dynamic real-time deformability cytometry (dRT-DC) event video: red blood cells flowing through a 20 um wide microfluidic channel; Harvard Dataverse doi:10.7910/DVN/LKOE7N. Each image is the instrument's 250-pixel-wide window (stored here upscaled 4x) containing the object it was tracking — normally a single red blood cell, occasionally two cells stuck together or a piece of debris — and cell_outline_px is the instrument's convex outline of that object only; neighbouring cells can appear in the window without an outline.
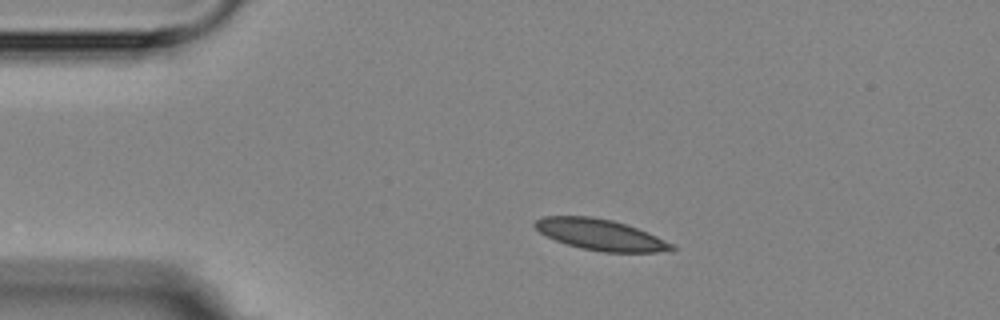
{"species": "Egyptian fruit bat (a non-hibernating species)", "species_latin": "Rousettus aegyptiacus", "temperature_condition": "room temperature", "stored_images_in_passage": 8, "camera_frame_rate_fps": 3000, "um_per_image_px": 0.085, "animal": {"sex": "female"}, "frame": {"image": 1, "passage_image": 1, "time_ms": 0.0, "image_size_px": [1000, 320], "cell_outline_px": [[676, 248], [656, 252], [604, 252], [580, 248], [556, 240], [540, 232], [532, 224], [536, 220], [544, 216], [588, 216], [612, 220], [636, 228], [656, 236], [672, 244]], "centroid_in_image_um": [50.99, 19.94], "position_along_channel_um": 34.0, "area_um2": 24.22}}
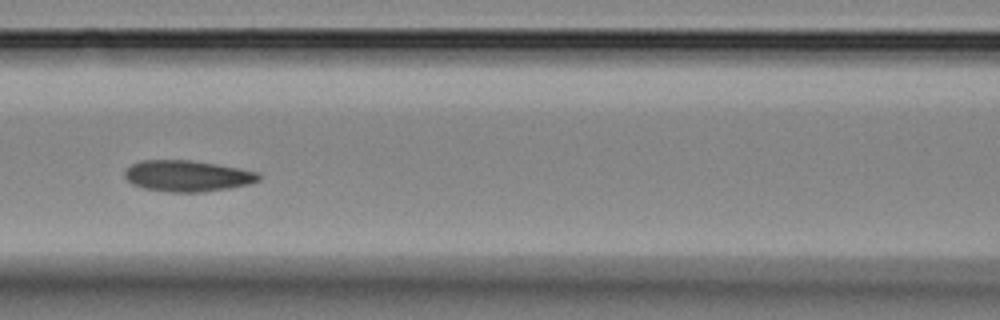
{"frame": {"image": 2, "passage_image": 5, "time_ms": 4.333, "image_size_px": [1000, 320], "cell_outline_px": [[260, 180], [252, 184], [204, 192], [168, 192], [144, 188], [132, 184], [124, 176], [124, 172], [132, 164], [140, 160], [188, 160], [216, 164], [260, 172]], "centroid_in_image_um": [15.95, 14.96], "position_along_channel_um": 150.7, "area_um2": 24.39}}
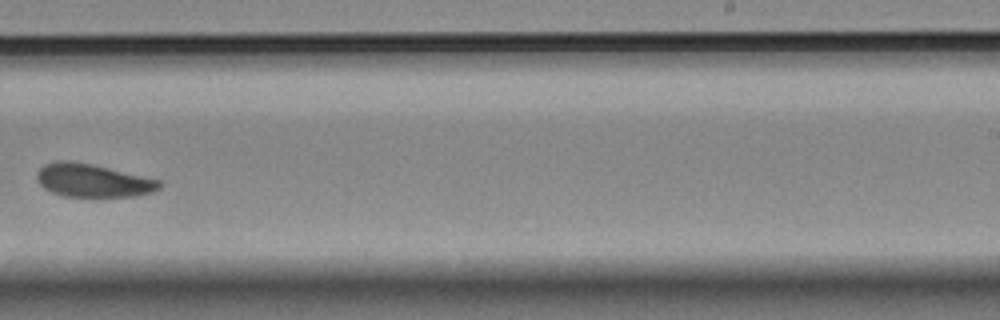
{"frame": {"image": 3, "passage_image": 8, "time_ms": 8.0, "image_size_px": [1000, 320], "cell_outline_px": [[160, 188], [152, 192], [136, 196], [64, 196], [52, 192], [44, 188], [40, 184], [36, 176], [36, 172], [44, 164], [56, 160], [68, 160], [92, 164], [160, 180]], "centroid_in_image_um": [7.85, 15.33], "position_along_channel_um": 281.1, "area_um2": 23.52}}